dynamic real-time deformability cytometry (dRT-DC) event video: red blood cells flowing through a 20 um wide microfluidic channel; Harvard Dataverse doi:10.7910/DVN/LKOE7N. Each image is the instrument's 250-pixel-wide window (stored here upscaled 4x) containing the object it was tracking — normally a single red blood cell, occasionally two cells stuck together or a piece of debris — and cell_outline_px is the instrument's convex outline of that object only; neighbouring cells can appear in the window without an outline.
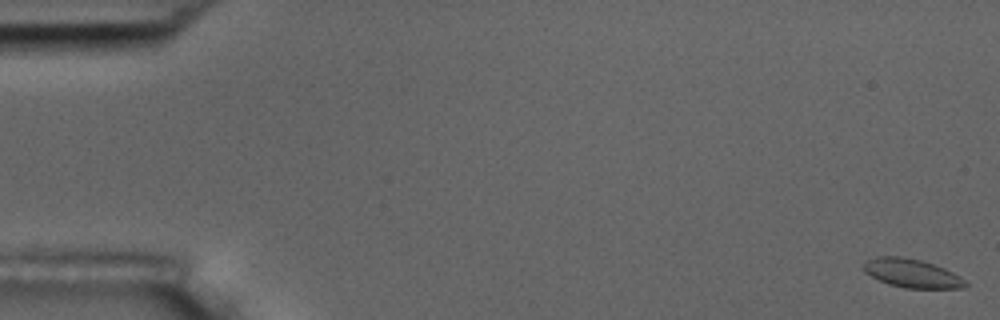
{"species": "common noctule bat (a hibernating species)", "species_latin": "Nyctalus noctula", "temperature_condition": "room temperature", "stored_images_in_passage": 14, "camera_frame_rate_fps": 3000, "um_per_image_px": 0.085, "animal": {"sex": "male", "body_mass_g": 17.5, "forearm_length_mm": 52.3}, "frame": {"image": 1, "passage_image": 1, "time_ms": 0.0, "image_size_px": [1000, 320], "cell_outline_px": [[968, 284], [964, 288], [904, 288], [888, 284], [864, 272], [864, 260], [876, 256], [900, 256], [920, 260], [944, 268], [960, 276]], "centroid_in_image_um": [77.48, 23.22], "position_along_channel_um": 7.5, "area_um2": 16.94}}